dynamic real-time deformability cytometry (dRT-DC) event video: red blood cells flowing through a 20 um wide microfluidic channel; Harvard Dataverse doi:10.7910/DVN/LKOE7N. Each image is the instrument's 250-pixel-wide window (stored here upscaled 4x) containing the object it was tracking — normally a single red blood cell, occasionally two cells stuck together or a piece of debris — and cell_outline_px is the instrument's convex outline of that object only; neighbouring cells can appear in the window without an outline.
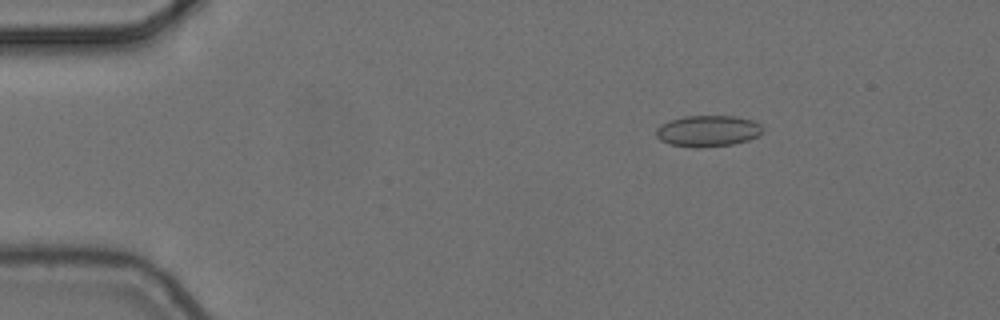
{"species": "common noctule bat (a hibernating species)", "species_latin": "Nyctalus noctula", "temperature_condition": "cold", "stored_images_in_passage": 5, "camera_frame_rate_fps": 3000, "um_per_image_px": 0.085, "animal": {"sex": "female", "body_mass_g": 24.6, "forearm_length_mm": 56.2}, "frame": {"image": 1, "passage_image": 3, "time_ms": 0.667, "image_size_px": [1000, 320], "cell_outline_px": [[764, 128], [756, 136], [748, 140], [732, 144], [700, 148], [672, 144], [660, 140], [656, 136], [656, 128], [660, 124], [684, 116], [736, 116], [752, 120], [760, 124]], "centroid_in_image_um": [60.16, 11.12], "position_along_channel_um": 24.8, "area_um2": 19.25}}
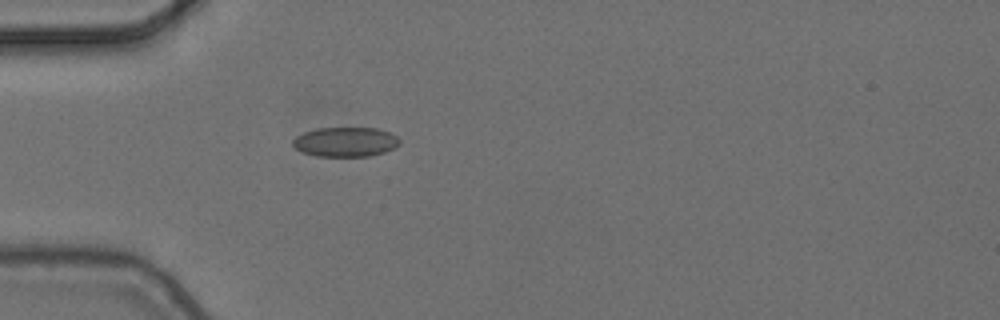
{"frame": {"image": 2, "passage_image": 5, "time_ms": 1.333, "image_size_px": [1000, 320], "cell_outline_px": [[400, 144], [396, 148], [384, 152], [368, 156], [316, 156], [304, 152], [296, 148], [292, 144], [292, 140], [296, 136], [304, 132], [316, 128], [376, 128], [388, 132], [396, 136], [400, 140]], "centroid_in_image_um": [29.37, 12.06], "position_along_channel_um": 55.6, "area_um2": 18.38}}